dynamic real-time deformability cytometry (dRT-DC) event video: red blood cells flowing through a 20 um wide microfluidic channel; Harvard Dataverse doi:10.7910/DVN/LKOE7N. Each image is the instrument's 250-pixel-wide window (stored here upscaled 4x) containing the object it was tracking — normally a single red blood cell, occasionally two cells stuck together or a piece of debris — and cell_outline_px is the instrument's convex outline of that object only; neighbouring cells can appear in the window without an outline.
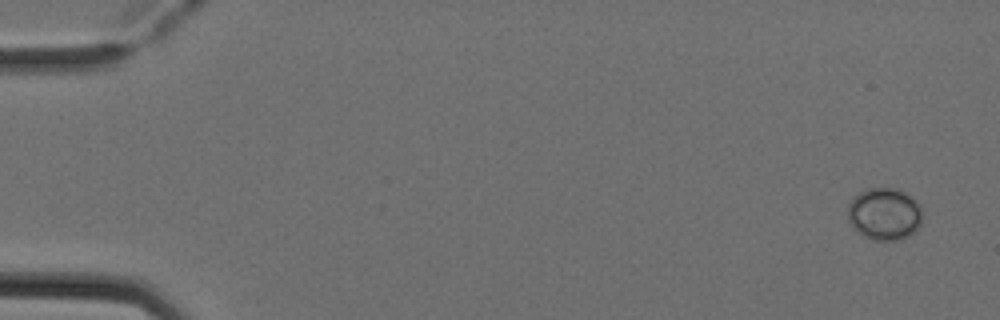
{"species": "Egyptian fruit bat (a non-hibernating species)", "species_latin": "Rousettus aegyptiacus", "temperature_condition": "cold", "stored_images_in_passage": 8, "camera_frame_rate_fps": 3000, "um_per_image_px": 0.085, "animal": {"sex": "female"}, "frame": {"image": 1, "passage_image": 1, "time_ms": 0.0, "image_size_px": [1000, 320], "cell_outline_px": [[924, 216], [920, 224], [908, 236], [900, 240], [872, 240], [864, 236], [848, 220], [848, 204], [852, 196], [868, 188], [896, 188], [916, 200], [920, 204], [924, 212]], "centroid_in_image_um": [75.2, 18.17], "position_along_channel_um": 9.8, "area_um2": 22.83}}
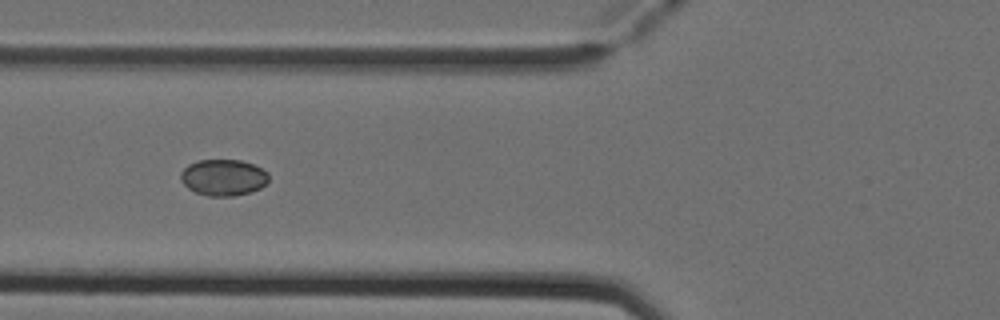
{"frame": {"image": 2, "passage_image": 6, "time_ms": 1.667, "image_size_px": [1000, 320], "cell_outline_px": [[268, 180], [260, 188], [252, 192], [232, 196], [208, 196], [196, 192], [188, 188], [180, 180], [180, 172], [188, 164], [196, 160], [240, 160], [252, 164], [268, 172]], "centroid_in_image_um": [18.96, 15.08], "position_along_channel_um": 106.8, "area_um2": 18.67}}
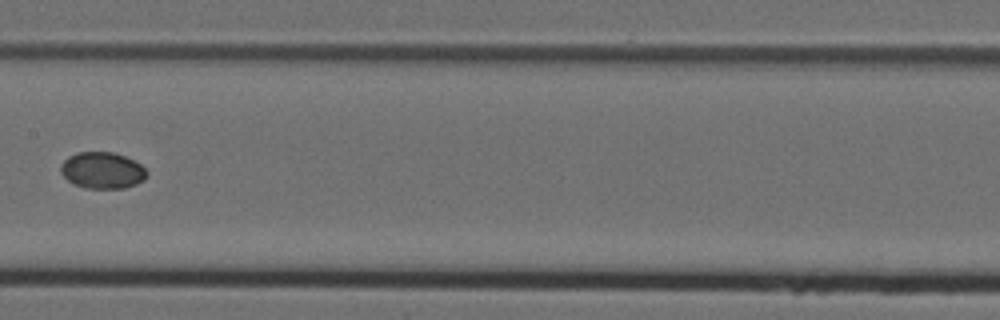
{"frame": {"image": 3, "passage_image": 8, "time_ms": 2.333, "image_size_px": [1000, 320], "cell_outline_px": [[148, 176], [144, 180], [136, 184], [124, 188], [84, 188], [72, 184], [60, 172], [60, 164], [68, 156], [76, 152], [112, 152], [124, 156], [140, 164], [148, 172]], "centroid_in_image_um": [8.68, 14.48], "position_along_channel_um": 198.7, "area_um2": 18.44}}